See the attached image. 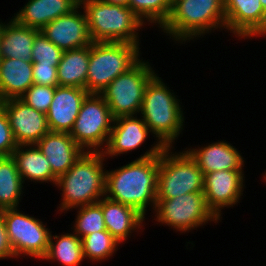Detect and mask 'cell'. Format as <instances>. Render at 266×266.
Masks as SVG:
<instances>
[{
  "instance_id": "obj_6",
  "label": "cell",
  "mask_w": 266,
  "mask_h": 266,
  "mask_svg": "<svg viewBox=\"0 0 266 266\" xmlns=\"http://www.w3.org/2000/svg\"><path fill=\"white\" fill-rule=\"evenodd\" d=\"M140 45L127 42H92L89 45V66L86 90L101 92L119 75L141 59Z\"/></svg>"
},
{
  "instance_id": "obj_38",
  "label": "cell",
  "mask_w": 266,
  "mask_h": 266,
  "mask_svg": "<svg viewBox=\"0 0 266 266\" xmlns=\"http://www.w3.org/2000/svg\"><path fill=\"white\" fill-rule=\"evenodd\" d=\"M1 38H2V21L0 20V45H1ZM1 60V56H0Z\"/></svg>"
},
{
  "instance_id": "obj_9",
  "label": "cell",
  "mask_w": 266,
  "mask_h": 266,
  "mask_svg": "<svg viewBox=\"0 0 266 266\" xmlns=\"http://www.w3.org/2000/svg\"><path fill=\"white\" fill-rule=\"evenodd\" d=\"M113 121L103 96L89 93L69 134L85 152H102L107 146Z\"/></svg>"
},
{
  "instance_id": "obj_20",
  "label": "cell",
  "mask_w": 266,
  "mask_h": 266,
  "mask_svg": "<svg viewBox=\"0 0 266 266\" xmlns=\"http://www.w3.org/2000/svg\"><path fill=\"white\" fill-rule=\"evenodd\" d=\"M102 212L106 229L120 244L130 238L132 233L141 232L147 219L136 209L105 196L102 198Z\"/></svg>"
},
{
  "instance_id": "obj_23",
  "label": "cell",
  "mask_w": 266,
  "mask_h": 266,
  "mask_svg": "<svg viewBox=\"0 0 266 266\" xmlns=\"http://www.w3.org/2000/svg\"><path fill=\"white\" fill-rule=\"evenodd\" d=\"M12 157L24 183L25 180H30L29 182H50L56 185L57 178L53 175L50 163L36 144L18 145Z\"/></svg>"
},
{
  "instance_id": "obj_2",
  "label": "cell",
  "mask_w": 266,
  "mask_h": 266,
  "mask_svg": "<svg viewBox=\"0 0 266 266\" xmlns=\"http://www.w3.org/2000/svg\"><path fill=\"white\" fill-rule=\"evenodd\" d=\"M158 75L146 86L139 116L157 141L165 148H174L184 129V112L178 96Z\"/></svg>"
},
{
  "instance_id": "obj_26",
  "label": "cell",
  "mask_w": 266,
  "mask_h": 266,
  "mask_svg": "<svg viewBox=\"0 0 266 266\" xmlns=\"http://www.w3.org/2000/svg\"><path fill=\"white\" fill-rule=\"evenodd\" d=\"M42 260L59 262L62 266H79L84 260L82 239L73 233L50 235L49 246Z\"/></svg>"
},
{
  "instance_id": "obj_39",
  "label": "cell",
  "mask_w": 266,
  "mask_h": 266,
  "mask_svg": "<svg viewBox=\"0 0 266 266\" xmlns=\"http://www.w3.org/2000/svg\"><path fill=\"white\" fill-rule=\"evenodd\" d=\"M262 175H263V177H262L263 182H266V171H264V174H262Z\"/></svg>"
},
{
  "instance_id": "obj_28",
  "label": "cell",
  "mask_w": 266,
  "mask_h": 266,
  "mask_svg": "<svg viewBox=\"0 0 266 266\" xmlns=\"http://www.w3.org/2000/svg\"><path fill=\"white\" fill-rule=\"evenodd\" d=\"M121 245L108 230L98 231L82 238L84 260L105 261L112 258Z\"/></svg>"
},
{
  "instance_id": "obj_36",
  "label": "cell",
  "mask_w": 266,
  "mask_h": 266,
  "mask_svg": "<svg viewBox=\"0 0 266 266\" xmlns=\"http://www.w3.org/2000/svg\"><path fill=\"white\" fill-rule=\"evenodd\" d=\"M111 5L128 6V0H100Z\"/></svg>"
},
{
  "instance_id": "obj_12",
  "label": "cell",
  "mask_w": 266,
  "mask_h": 266,
  "mask_svg": "<svg viewBox=\"0 0 266 266\" xmlns=\"http://www.w3.org/2000/svg\"><path fill=\"white\" fill-rule=\"evenodd\" d=\"M244 171L223 170L204 174V191L208 208L221 221L224 208L239 203L244 191Z\"/></svg>"
},
{
  "instance_id": "obj_10",
  "label": "cell",
  "mask_w": 266,
  "mask_h": 266,
  "mask_svg": "<svg viewBox=\"0 0 266 266\" xmlns=\"http://www.w3.org/2000/svg\"><path fill=\"white\" fill-rule=\"evenodd\" d=\"M152 219L185 234L219 219L208 208L203 193H188L172 199H157Z\"/></svg>"
},
{
  "instance_id": "obj_19",
  "label": "cell",
  "mask_w": 266,
  "mask_h": 266,
  "mask_svg": "<svg viewBox=\"0 0 266 266\" xmlns=\"http://www.w3.org/2000/svg\"><path fill=\"white\" fill-rule=\"evenodd\" d=\"M36 146L50 163L53 175L58 179L84 154V150L69 133L49 131Z\"/></svg>"
},
{
  "instance_id": "obj_18",
  "label": "cell",
  "mask_w": 266,
  "mask_h": 266,
  "mask_svg": "<svg viewBox=\"0 0 266 266\" xmlns=\"http://www.w3.org/2000/svg\"><path fill=\"white\" fill-rule=\"evenodd\" d=\"M197 147L185 148V151L196 162L203 175L223 170L244 171V157L227 141L218 140V142Z\"/></svg>"
},
{
  "instance_id": "obj_29",
  "label": "cell",
  "mask_w": 266,
  "mask_h": 266,
  "mask_svg": "<svg viewBox=\"0 0 266 266\" xmlns=\"http://www.w3.org/2000/svg\"><path fill=\"white\" fill-rule=\"evenodd\" d=\"M78 209L72 232L81 239L94 232L107 230L102 212V199L96 203L74 208Z\"/></svg>"
},
{
  "instance_id": "obj_25",
  "label": "cell",
  "mask_w": 266,
  "mask_h": 266,
  "mask_svg": "<svg viewBox=\"0 0 266 266\" xmlns=\"http://www.w3.org/2000/svg\"><path fill=\"white\" fill-rule=\"evenodd\" d=\"M89 66V46L63 52L57 66L59 86L77 87L86 90Z\"/></svg>"
},
{
  "instance_id": "obj_1",
  "label": "cell",
  "mask_w": 266,
  "mask_h": 266,
  "mask_svg": "<svg viewBox=\"0 0 266 266\" xmlns=\"http://www.w3.org/2000/svg\"><path fill=\"white\" fill-rule=\"evenodd\" d=\"M151 146L128 164L106 170L104 196L136 209L144 217L148 206L152 213L156 206L160 154L165 149L159 141Z\"/></svg>"
},
{
  "instance_id": "obj_15",
  "label": "cell",
  "mask_w": 266,
  "mask_h": 266,
  "mask_svg": "<svg viewBox=\"0 0 266 266\" xmlns=\"http://www.w3.org/2000/svg\"><path fill=\"white\" fill-rule=\"evenodd\" d=\"M79 5L72 12L62 15L44 26L40 31L63 51L92 44L86 14Z\"/></svg>"
},
{
  "instance_id": "obj_27",
  "label": "cell",
  "mask_w": 266,
  "mask_h": 266,
  "mask_svg": "<svg viewBox=\"0 0 266 266\" xmlns=\"http://www.w3.org/2000/svg\"><path fill=\"white\" fill-rule=\"evenodd\" d=\"M24 182L12 156L0 157V211L18 208L24 193Z\"/></svg>"
},
{
  "instance_id": "obj_14",
  "label": "cell",
  "mask_w": 266,
  "mask_h": 266,
  "mask_svg": "<svg viewBox=\"0 0 266 266\" xmlns=\"http://www.w3.org/2000/svg\"><path fill=\"white\" fill-rule=\"evenodd\" d=\"M226 31L250 39L266 36V13L260 0H223Z\"/></svg>"
},
{
  "instance_id": "obj_24",
  "label": "cell",
  "mask_w": 266,
  "mask_h": 266,
  "mask_svg": "<svg viewBox=\"0 0 266 266\" xmlns=\"http://www.w3.org/2000/svg\"><path fill=\"white\" fill-rule=\"evenodd\" d=\"M39 32L36 28L19 24L14 18L2 22L1 58L31 61L34 38Z\"/></svg>"
},
{
  "instance_id": "obj_22",
  "label": "cell",
  "mask_w": 266,
  "mask_h": 266,
  "mask_svg": "<svg viewBox=\"0 0 266 266\" xmlns=\"http://www.w3.org/2000/svg\"><path fill=\"white\" fill-rule=\"evenodd\" d=\"M32 61L0 60V102L20 98L33 84Z\"/></svg>"
},
{
  "instance_id": "obj_4",
  "label": "cell",
  "mask_w": 266,
  "mask_h": 266,
  "mask_svg": "<svg viewBox=\"0 0 266 266\" xmlns=\"http://www.w3.org/2000/svg\"><path fill=\"white\" fill-rule=\"evenodd\" d=\"M103 152H84L73 166L56 182L62 191L57 207L62 213L96 203L104 197L106 183Z\"/></svg>"
},
{
  "instance_id": "obj_35",
  "label": "cell",
  "mask_w": 266,
  "mask_h": 266,
  "mask_svg": "<svg viewBox=\"0 0 266 266\" xmlns=\"http://www.w3.org/2000/svg\"><path fill=\"white\" fill-rule=\"evenodd\" d=\"M7 258H14V255L7 238L2 211H0V260Z\"/></svg>"
},
{
  "instance_id": "obj_7",
  "label": "cell",
  "mask_w": 266,
  "mask_h": 266,
  "mask_svg": "<svg viewBox=\"0 0 266 266\" xmlns=\"http://www.w3.org/2000/svg\"><path fill=\"white\" fill-rule=\"evenodd\" d=\"M165 148L160 154L157 199H172L188 193H203L204 175L183 149Z\"/></svg>"
},
{
  "instance_id": "obj_5",
  "label": "cell",
  "mask_w": 266,
  "mask_h": 266,
  "mask_svg": "<svg viewBox=\"0 0 266 266\" xmlns=\"http://www.w3.org/2000/svg\"><path fill=\"white\" fill-rule=\"evenodd\" d=\"M92 42H127L140 45L139 30L146 25L128 6L100 0H80Z\"/></svg>"
},
{
  "instance_id": "obj_16",
  "label": "cell",
  "mask_w": 266,
  "mask_h": 266,
  "mask_svg": "<svg viewBox=\"0 0 266 266\" xmlns=\"http://www.w3.org/2000/svg\"><path fill=\"white\" fill-rule=\"evenodd\" d=\"M88 94L83 88L57 86L46 113L49 130L70 133Z\"/></svg>"
},
{
  "instance_id": "obj_13",
  "label": "cell",
  "mask_w": 266,
  "mask_h": 266,
  "mask_svg": "<svg viewBox=\"0 0 266 266\" xmlns=\"http://www.w3.org/2000/svg\"><path fill=\"white\" fill-rule=\"evenodd\" d=\"M7 113L17 145L36 144L50 130L46 114L30 107L20 98L0 102Z\"/></svg>"
},
{
  "instance_id": "obj_34",
  "label": "cell",
  "mask_w": 266,
  "mask_h": 266,
  "mask_svg": "<svg viewBox=\"0 0 266 266\" xmlns=\"http://www.w3.org/2000/svg\"><path fill=\"white\" fill-rule=\"evenodd\" d=\"M33 82L37 85L48 87L59 86L57 78V66L40 64L39 62H32Z\"/></svg>"
},
{
  "instance_id": "obj_31",
  "label": "cell",
  "mask_w": 266,
  "mask_h": 266,
  "mask_svg": "<svg viewBox=\"0 0 266 266\" xmlns=\"http://www.w3.org/2000/svg\"><path fill=\"white\" fill-rule=\"evenodd\" d=\"M63 52L40 31L34 38L31 61L58 66Z\"/></svg>"
},
{
  "instance_id": "obj_17",
  "label": "cell",
  "mask_w": 266,
  "mask_h": 266,
  "mask_svg": "<svg viewBox=\"0 0 266 266\" xmlns=\"http://www.w3.org/2000/svg\"><path fill=\"white\" fill-rule=\"evenodd\" d=\"M150 133L149 127L137 115L114 119L107 146L102 151L105 159L132 152L145 143Z\"/></svg>"
},
{
  "instance_id": "obj_30",
  "label": "cell",
  "mask_w": 266,
  "mask_h": 266,
  "mask_svg": "<svg viewBox=\"0 0 266 266\" xmlns=\"http://www.w3.org/2000/svg\"><path fill=\"white\" fill-rule=\"evenodd\" d=\"M172 0H128V7L147 25L161 27L171 12Z\"/></svg>"
},
{
  "instance_id": "obj_37",
  "label": "cell",
  "mask_w": 266,
  "mask_h": 266,
  "mask_svg": "<svg viewBox=\"0 0 266 266\" xmlns=\"http://www.w3.org/2000/svg\"><path fill=\"white\" fill-rule=\"evenodd\" d=\"M260 3H261L262 8L264 9V11L266 13V0H260Z\"/></svg>"
},
{
  "instance_id": "obj_33",
  "label": "cell",
  "mask_w": 266,
  "mask_h": 266,
  "mask_svg": "<svg viewBox=\"0 0 266 266\" xmlns=\"http://www.w3.org/2000/svg\"><path fill=\"white\" fill-rule=\"evenodd\" d=\"M17 146L7 113L0 105V157L12 156Z\"/></svg>"
},
{
  "instance_id": "obj_11",
  "label": "cell",
  "mask_w": 266,
  "mask_h": 266,
  "mask_svg": "<svg viewBox=\"0 0 266 266\" xmlns=\"http://www.w3.org/2000/svg\"><path fill=\"white\" fill-rule=\"evenodd\" d=\"M2 217L14 259L31 256L42 260L47 253L52 232L46 227L47 224L22 213L19 207L2 210Z\"/></svg>"
},
{
  "instance_id": "obj_3",
  "label": "cell",
  "mask_w": 266,
  "mask_h": 266,
  "mask_svg": "<svg viewBox=\"0 0 266 266\" xmlns=\"http://www.w3.org/2000/svg\"><path fill=\"white\" fill-rule=\"evenodd\" d=\"M160 29L183 44L211 31L226 30L223 0H172L170 15Z\"/></svg>"
},
{
  "instance_id": "obj_21",
  "label": "cell",
  "mask_w": 266,
  "mask_h": 266,
  "mask_svg": "<svg viewBox=\"0 0 266 266\" xmlns=\"http://www.w3.org/2000/svg\"><path fill=\"white\" fill-rule=\"evenodd\" d=\"M80 5V0H28L12 18L19 24L41 30L56 18L68 14Z\"/></svg>"
},
{
  "instance_id": "obj_32",
  "label": "cell",
  "mask_w": 266,
  "mask_h": 266,
  "mask_svg": "<svg viewBox=\"0 0 266 266\" xmlns=\"http://www.w3.org/2000/svg\"><path fill=\"white\" fill-rule=\"evenodd\" d=\"M56 87L33 84L20 99L37 111L46 114L53 100Z\"/></svg>"
},
{
  "instance_id": "obj_8",
  "label": "cell",
  "mask_w": 266,
  "mask_h": 266,
  "mask_svg": "<svg viewBox=\"0 0 266 266\" xmlns=\"http://www.w3.org/2000/svg\"><path fill=\"white\" fill-rule=\"evenodd\" d=\"M150 64L139 59L101 92L113 119L139 115L146 86L157 74Z\"/></svg>"
}]
</instances>
